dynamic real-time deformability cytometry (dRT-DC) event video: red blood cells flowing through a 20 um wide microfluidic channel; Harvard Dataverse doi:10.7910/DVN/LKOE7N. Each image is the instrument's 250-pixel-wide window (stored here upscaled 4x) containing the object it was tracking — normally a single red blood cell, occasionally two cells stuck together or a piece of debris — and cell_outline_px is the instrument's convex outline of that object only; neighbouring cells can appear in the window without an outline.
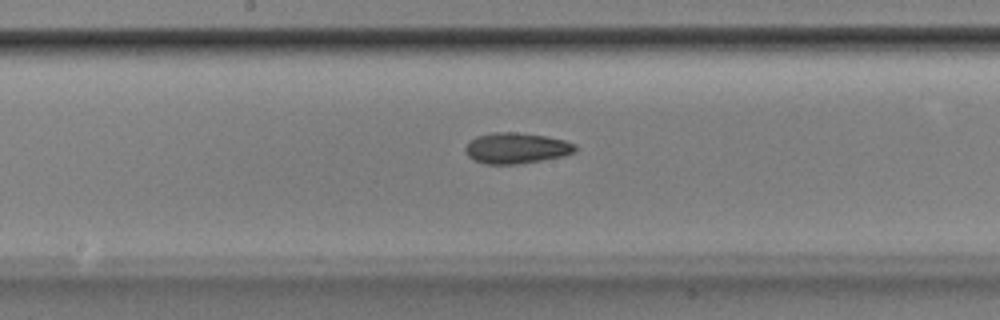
{"species": "Egyptian fruit bat (a non-hibernating species)", "species_latin": "Rousettus aegyptiacus", "temperature_condition": "room temperature", "stored_images_in_passage": 47, "camera_frame_rate_fps": 3000, "um_per_image_px": 0.085, "animal": {"sex": "male"}, "frame": {"image": 1, "passage_image": 28, "time_ms": 9.0, "image_size_px": [1000, 320], "cell_outline_px": [[576, 152], [564, 156], [516, 164], [484, 164], [468, 156], [464, 152], [464, 148], [468, 140], [476, 136], [492, 132], [516, 132], [544, 136], [564, 140], [576, 144]], "centroid_in_image_um": [43.85, 12.58], "position_along_channel_um": 204.3, "area_um2": 19.83}}
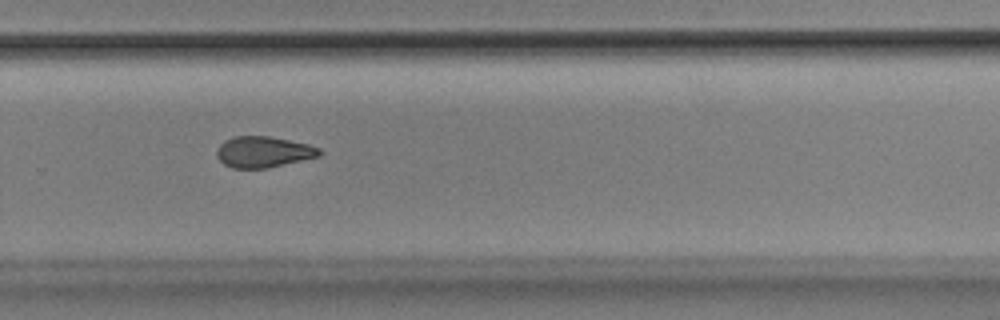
{"frame": {"image": 2, "passage_image": 36, "time_ms": 11.667, "image_size_px": [1000, 320], "cell_outline_px": [[320, 156], [268, 168], [232, 168], [224, 164], [216, 156], [216, 152], [220, 144], [224, 140], [236, 136], [268, 136], [308, 144], [320, 148]], "centroid_in_image_um": [22.37, 12.92], "position_along_channel_um": 307.4, "area_um2": 18.5}}
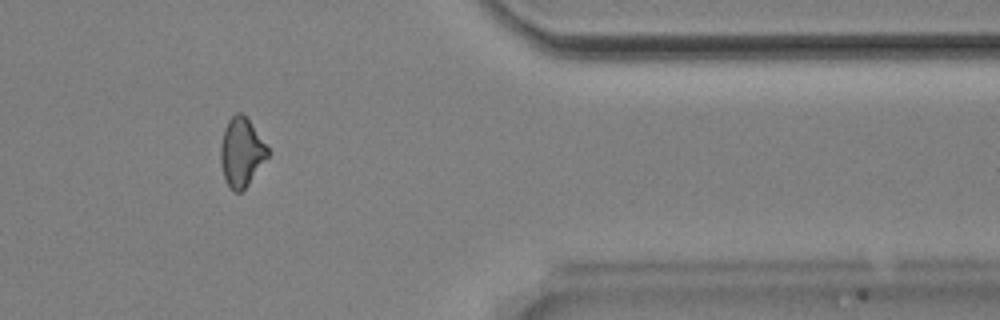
{"frame": {"image": 3, "passage_image": 44, "time_ms": 14.333, "image_size_px": [1000, 320], "cell_outline_px": [[268, 156], [248, 184], [240, 192], [236, 192], [224, 180], [220, 160], [220, 148], [224, 128], [228, 120], [236, 112], [240, 112], [248, 120], [268, 148]], "centroid_in_image_um": [20.49, 12.94], "position_along_channel_um": 390.9, "area_um2": 18.44}}